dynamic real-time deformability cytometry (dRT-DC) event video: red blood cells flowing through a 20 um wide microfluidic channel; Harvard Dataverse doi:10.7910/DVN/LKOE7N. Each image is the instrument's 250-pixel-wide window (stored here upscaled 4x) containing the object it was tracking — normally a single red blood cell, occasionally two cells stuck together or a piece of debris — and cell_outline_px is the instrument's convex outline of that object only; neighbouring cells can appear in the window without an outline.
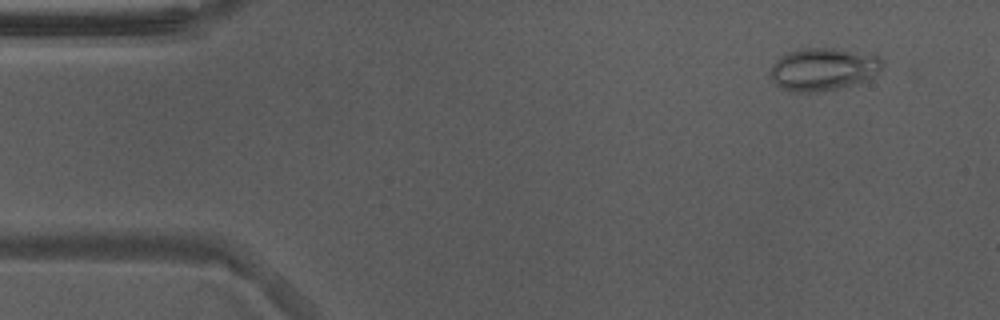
{"species": "Egyptian fruit bat (a non-hibernating species)", "species_latin": "Rousettus aegyptiacus", "temperature_condition": "warm", "stored_images_in_passage": 49, "camera_frame_rate_fps": 3000, "um_per_image_px": 0.085, "animal": {"sex": "male"}, "frame": {"image": 1, "passage_image": 1, "time_ms": 0.0, "image_size_px": [1000, 320], "cell_outline_px": [[880, 68], [872, 76], [856, 84], [820, 92], [788, 92], [780, 88], [772, 80], [772, 64], [780, 56], [788, 52], [804, 48], [836, 48], [880, 56]], "centroid_in_image_um": [69.92, 5.89], "position_along_channel_um": 15.1, "area_um2": 27.63}}
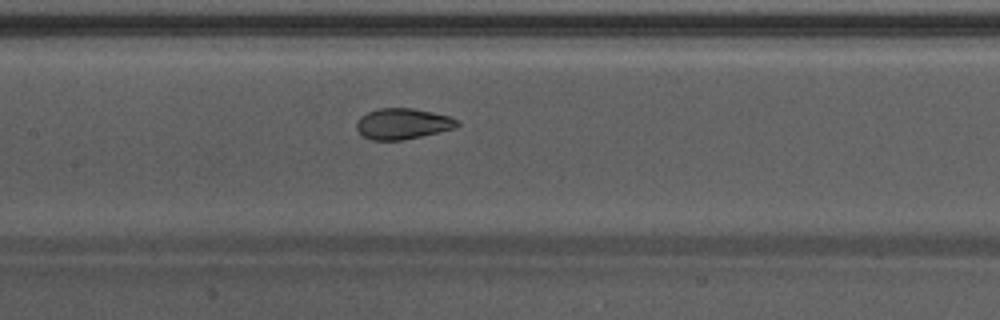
{"frame": {"image": 2, "passage_image": 21, "time_ms": 6.667, "image_size_px": [1000, 320], "cell_outline_px": [[460, 124], [456, 128], [440, 132], [400, 140], [372, 140], [364, 136], [356, 128], [356, 124], [360, 116], [368, 112], [380, 108], [412, 108], [432, 112], [448, 116], [460, 120]], "centroid_in_image_um": [34.25, 10.51], "position_along_channel_um": 173.1, "area_um2": 18.03}}
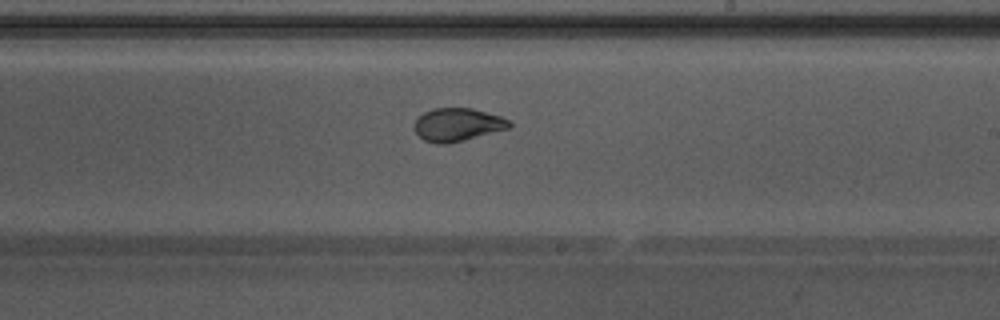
{"frame": {"image": 3, "passage_image": 27, "time_ms": 8.667, "image_size_px": [1000, 320], "cell_outline_px": [[512, 124], [508, 128], [448, 144], [436, 144], [424, 140], [412, 128], [416, 120], [424, 112], [432, 108], [472, 108], [500, 116], [512, 120]], "centroid_in_image_um": [38.87, 10.59], "position_along_channel_um": 250.1, "area_um2": 18.26}, "authors_computed_cell_mechanics": {"area_um2": 19.5942, "velocity_mm_per_s": 3.8638, "shape_relaxation_time_tau1_ms": 6.0634, "shape_relaxation_time_tau2_ms": 0.6886, "deformation_change_tau1": 0.1924, "deformation_change_tau2": 0.0586}}